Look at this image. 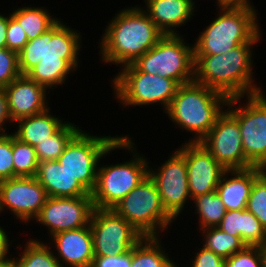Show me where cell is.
I'll return each mask as SVG.
<instances>
[{"label": "cell", "mask_w": 266, "mask_h": 267, "mask_svg": "<svg viewBox=\"0 0 266 267\" xmlns=\"http://www.w3.org/2000/svg\"><path fill=\"white\" fill-rule=\"evenodd\" d=\"M10 14L26 32L28 41L41 36L59 20L45 7H31V5L16 8Z\"/></svg>", "instance_id": "26"}, {"label": "cell", "mask_w": 266, "mask_h": 267, "mask_svg": "<svg viewBox=\"0 0 266 267\" xmlns=\"http://www.w3.org/2000/svg\"><path fill=\"white\" fill-rule=\"evenodd\" d=\"M200 231L204 237L203 247L224 259L241 251L246 246L237 236L223 232L218 227H208Z\"/></svg>", "instance_id": "30"}, {"label": "cell", "mask_w": 266, "mask_h": 267, "mask_svg": "<svg viewBox=\"0 0 266 267\" xmlns=\"http://www.w3.org/2000/svg\"><path fill=\"white\" fill-rule=\"evenodd\" d=\"M6 230L0 226V259L9 255V245L12 246V241L9 240Z\"/></svg>", "instance_id": "40"}, {"label": "cell", "mask_w": 266, "mask_h": 267, "mask_svg": "<svg viewBox=\"0 0 266 267\" xmlns=\"http://www.w3.org/2000/svg\"><path fill=\"white\" fill-rule=\"evenodd\" d=\"M93 210L92 196L48 197L34 220L48 228L50 238L62 231L88 226Z\"/></svg>", "instance_id": "16"}, {"label": "cell", "mask_w": 266, "mask_h": 267, "mask_svg": "<svg viewBox=\"0 0 266 267\" xmlns=\"http://www.w3.org/2000/svg\"><path fill=\"white\" fill-rule=\"evenodd\" d=\"M260 256L262 261V267H266V243L260 246Z\"/></svg>", "instance_id": "44"}, {"label": "cell", "mask_w": 266, "mask_h": 267, "mask_svg": "<svg viewBox=\"0 0 266 267\" xmlns=\"http://www.w3.org/2000/svg\"><path fill=\"white\" fill-rule=\"evenodd\" d=\"M120 68L111 84L115 98L124 108L161 104L167 111L180 86L175 80L141 72L133 63Z\"/></svg>", "instance_id": "8"}, {"label": "cell", "mask_w": 266, "mask_h": 267, "mask_svg": "<svg viewBox=\"0 0 266 267\" xmlns=\"http://www.w3.org/2000/svg\"><path fill=\"white\" fill-rule=\"evenodd\" d=\"M246 209L260 221L266 230V180L261 175L254 181Z\"/></svg>", "instance_id": "32"}, {"label": "cell", "mask_w": 266, "mask_h": 267, "mask_svg": "<svg viewBox=\"0 0 266 267\" xmlns=\"http://www.w3.org/2000/svg\"><path fill=\"white\" fill-rule=\"evenodd\" d=\"M11 134H0V181L14 177Z\"/></svg>", "instance_id": "35"}, {"label": "cell", "mask_w": 266, "mask_h": 267, "mask_svg": "<svg viewBox=\"0 0 266 267\" xmlns=\"http://www.w3.org/2000/svg\"><path fill=\"white\" fill-rule=\"evenodd\" d=\"M18 53L6 48H0V89L7 87L20 76Z\"/></svg>", "instance_id": "33"}, {"label": "cell", "mask_w": 266, "mask_h": 267, "mask_svg": "<svg viewBox=\"0 0 266 267\" xmlns=\"http://www.w3.org/2000/svg\"><path fill=\"white\" fill-rule=\"evenodd\" d=\"M91 267H131V251L124 255L95 256Z\"/></svg>", "instance_id": "38"}, {"label": "cell", "mask_w": 266, "mask_h": 267, "mask_svg": "<svg viewBox=\"0 0 266 267\" xmlns=\"http://www.w3.org/2000/svg\"><path fill=\"white\" fill-rule=\"evenodd\" d=\"M12 152L14 159V177H36L39 160L35 147L21 142L12 133Z\"/></svg>", "instance_id": "31"}, {"label": "cell", "mask_w": 266, "mask_h": 267, "mask_svg": "<svg viewBox=\"0 0 266 267\" xmlns=\"http://www.w3.org/2000/svg\"><path fill=\"white\" fill-rule=\"evenodd\" d=\"M59 19L41 36L26 43L18 53L21 75L47 90L65 85L71 72L77 71L82 48L81 32L71 29Z\"/></svg>", "instance_id": "1"}, {"label": "cell", "mask_w": 266, "mask_h": 267, "mask_svg": "<svg viewBox=\"0 0 266 267\" xmlns=\"http://www.w3.org/2000/svg\"><path fill=\"white\" fill-rule=\"evenodd\" d=\"M90 227L94 256L124 255L143 238L128 221L112 209L94 208Z\"/></svg>", "instance_id": "12"}, {"label": "cell", "mask_w": 266, "mask_h": 267, "mask_svg": "<svg viewBox=\"0 0 266 267\" xmlns=\"http://www.w3.org/2000/svg\"><path fill=\"white\" fill-rule=\"evenodd\" d=\"M145 13L164 35H179L178 28L196 12L194 0H144ZM177 27V28H176Z\"/></svg>", "instance_id": "20"}, {"label": "cell", "mask_w": 266, "mask_h": 267, "mask_svg": "<svg viewBox=\"0 0 266 267\" xmlns=\"http://www.w3.org/2000/svg\"><path fill=\"white\" fill-rule=\"evenodd\" d=\"M260 175L266 180V166L260 167Z\"/></svg>", "instance_id": "45"}, {"label": "cell", "mask_w": 266, "mask_h": 267, "mask_svg": "<svg viewBox=\"0 0 266 267\" xmlns=\"http://www.w3.org/2000/svg\"><path fill=\"white\" fill-rule=\"evenodd\" d=\"M244 43L225 54H194V82L212 88L228 98L262 92L254 82L253 46Z\"/></svg>", "instance_id": "3"}, {"label": "cell", "mask_w": 266, "mask_h": 267, "mask_svg": "<svg viewBox=\"0 0 266 267\" xmlns=\"http://www.w3.org/2000/svg\"><path fill=\"white\" fill-rule=\"evenodd\" d=\"M150 167L149 176L155 182L162 205L176 221L186 201H192L185 157L176 149L158 169Z\"/></svg>", "instance_id": "14"}, {"label": "cell", "mask_w": 266, "mask_h": 267, "mask_svg": "<svg viewBox=\"0 0 266 267\" xmlns=\"http://www.w3.org/2000/svg\"><path fill=\"white\" fill-rule=\"evenodd\" d=\"M228 100L224 94L193 81L178 87L165 113L182 131L194 135L188 142L199 143L224 112Z\"/></svg>", "instance_id": "4"}, {"label": "cell", "mask_w": 266, "mask_h": 267, "mask_svg": "<svg viewBox=\"0 0 266 267\" xmlns=\"http://www.w3.org/2000/svg\"><path fill=\"white\" fill-rule=\"evenodd\" d=\"M8 16L0 13V48H6Z\"/></svg>", "instance_id": "41"}, {"label": "cell", "mask_w": 266, "mask_h": 267, "mask_svg": "<svg viewBox=\"0 0 266 267\" xmlns=\"http://www.w3.org/2000/svg\"><path fill=\"white\" fill-rule=\"evenodd\" d=\"M47 91L27 75H20L13 80L4 88L12 121L45 111L49 103L46 99V94H49Z\"/></svg>", "instance_id": "18"}, {"label": "cell", "mask_w": 266, "mask_h": 267, "mask_svg": "<svg viewBox=\"0 0 266 267\" xmlns=\"http://www.w3.org/2000/svg\"><path fill=\"white\" fill-rule=\"evenodd\" d=\"M51 239L57 250L55 257L62 267H91L95 256L90 224L56 233Z\"/></svg>", "instance_id": "19"}, {"label": "cell", "mask_w": 266, "mask_h": 267, "mask_svg": "<svg viewBox=\"0 0 266 267\" xmlns=\"http://www.w3.org/2000/svg\"><path fill=\"white\" fill-rule=\"evenodd\" d=\"M117 149H121L120 136H97L81 129L57 161L91 194L96 186L100 159Z\"/></svg>", "instance_id": "7"}, {"label": "cell", "mask_w": 266, "mask_h": 267, "mask_svg": "<svg viewBox=\"0 0 266 267\" xmlns=\"http://www.w3.org/2000/svg\"><path fill=\"white\" fill-rule=\"evenodd\" d=\"M218 228L237 236L246 246H262L266 243L265 228L247 209L226 211Z\"/></svg>", "instance_id": "23"}, {"label": "cell", "mask_w": 266, "mask_h": 267, "mask_svg": "<svg viewBox=\"0 0 266 267\" xmlns=\"http://www.w3.org/2000/svg\"><path fill=\"white\" fill-rule=\"evenodd\" d=\"M47 198L36 177H13L0 181V214L9 210L26 225L38 216Z\"/></svg>", "instance_id": "15"}, {"label": "cell", "mask_w": 266, "mask_h": 267, "mask_svg": "<svg viewBox=\"0 0 266 267\" xmlns=\"http://www.w3.org/2000/svg\"><path fill=\"white\" fill-rule=\"evenodd\" d=\"M161 243L160 237H143L131 249V267H178Z\"/></svg>", "instance_id": "25"}, {"label": "cell", "mask_w": 266, "mask_h": 267, "mask_svg": "<svg viewBox=\"0 0 266 267\" xmlns=\"http://www.w3.org/2000/svg\"><path fill=\"white\" fill-rule=\"evenodd\" d=\"M50 110V107H48L41 113L18 119L15 122L18 127L13 132L14 136L21 142L30 144L33 147L50 139V136L55 134L66 123L59 116L51 115Z\"/></svg>", "instance_id": "24"}, {"label": "cell", "mask_w": 266, "mask_h": 267, "mask_svg": "<svg viewBox=\"0 0 266 267\" xmlns=\"http://www.w3.org/2000/svg\"><path fill=\"white\" fill-rule=\"evenodd\" d=\"M259 175L260 167L226 170L223 173L216 192L227 211L246 209L254 181Z\"/></svg>", "instance_id": "21"}, {"label": "cell", "mask_w": 266, "mask_h": 267, "mask_svg": "<svg viewBox=\"0 0 266 267\" xmlns=\"http://www.w3.org/2000/svg\"><path fill=\"white\" fill-rule=\"evenodd\" d=\"M198 250L193 256L192 267H225V259L221 256L203 246Z\"/></svg>", "instance_id": "37"}, {"label": "cell", "mask_w": 266, "mask_h": 267, "mask_svg": "<svg viewBox=\"0 0 266 267\" xmlns=\"http://www.w3.org/2000/svg\"><path fill=\"white\" fill-rule=\"evenodd\" d=\"M112 210L143 237H160L159 233L166 231L175 220L163 207L155 182L149 175Z\"/></svg>", "instance_id": "9"}, {"label": "cell", "mask_w": 266, "mask_h": 267, "mask_svg": "<svg viewBox=\"0 0 266 267\" xmlns=\"http://www.w3.org/2000/svg\"><path fill=\"white\" fill-rule=\"evenodd\" d=\"M102 35L98 46L101 62L122 67L134 63L164 36L142 6L120 10Z\"/></svg>", "instance_id": "2"}, {"label": "cell", "mask_w": 266, "mask_h": 267, "mask_svg": "<svg viewBox=\"0 0 266 267\" xmlns=\"http://www.w3.org/2000/svg\"><path fill=\"white\" fill-rule=\"evenodd\" d=\"M226 170L254 167L245 157L238 121L226 110L199 142Z\"/></svg>", "instance_id": "13"}, {"label": "cell", "mask_w": 266, "mask_h": 267, "mask_svg": "<svg viewBox=\"0 0 266 267\" xmlns=\"http://www.w3.org/2000/svg\"><path fill=\"white\" fill-rule=\"evenodd\" d=\"M21 254V255H20ZM17 257L18 267H62L55 257L52 247L40 239H28L24 250Z\"/></svg>", "instance_id": "29"}, {"label": "cell", "mask_w": 266, "mask_h": 267, "mask_svg": "<svg viewBox=\"0 0 266 267\" xmlns=\"http://www.w3.org/2000/svg\"><path fill=\"white\" fill-rule=\"evenodd\" d=\"M36 178L48 197L92 196L57 160L39 162Z\"/></svg>", "instance_id": "22"}, {"label": "cell", "mask_w": 266, "mask_h": 267, "mask_svg": "<svg viewBox=\"0 0 266 267\" xmlns=\"http://www.w3.org/2000/svg\"><path fill=\"white\" fill-rule=\"evenodd\" d=\"M192 202L195 204V214L199 215L200 230L218 227L227 211L216 191L198 196Z\"/></svg>", "instance_id": "28"}, {"label": "cell", "mask_w": 266, "mask_h": 267, "mask_svg": "<svg viewBox=\"0 0 266 267\" xmlns=\"http://www.w3.org/2000/svg\"><path fill=\"white\" fill-rule=\"evenodd\" d=\"M217 5L249 6L254 7L250 0H216Z\"/></svg>", "instance_id": "42"}, {"label": "cell", "mask_w": 266, "mask_h": 267, "mask_svg": "<svg viewBox=\"0 0 266 267\" xmlns=\"http://www.w3.org/2000/svg\"><path fill=\"white\" fill-rule=\"evenodd\" d=\"M6 256L0 259V267H18L17 257L11 258Z\"/></svg>", "instance_id": "43"}, {"label": "cell", "mask_w": 266, "mask_h": 267, "mask_svg": "<svg viewBox=\"0 0 266 267\" xmlns=\"http://www.w3.org/2000/svg\"><path fill=\"white\" fill-rule=\"evenodd\" d=\"M82 129L74 123L66 122L55 134L38 145L35 151L39 162L57 160L69 141Z\"/></svg>", "instance_id": "27"}, {"label": "cell", "mask_w": 266, "mask_h": 267, "mask_svg": "<svg viewBox=\"0 0 266 267\" xmlns=\"http://www.w3.org/2000/svg\"><path fill=\"white\" fill-rule=\"evenodd\" d=\"M264 93L262 91L253 95L229 98L226 106V110L238 121L245 157L254 167L266 166V95ZM243 98H247L248 101L245 99L243 101L246 103H244Z\"/></svg>", "instance_id": "11"}, {"label": "cell", "mask_w": 266, "mask_h": 267, "mask_svg": "<svg viewBox=\"0 0 266 267\" xmlns=\"http://www.w3.org/2000/svg\"><path fill=\"white\" fill-rule=\"evenodd\" d=\"M120 136L121 149L131 151L132 159L98 166L96 186L91 193L94 208L112 209L149 175L148 158L138 153L129 135Z\"/></svg>", "instance_id": "6"}, {"label": "cell", "mask_w": 266, "mask_h": 267, "mask_svg": "<svg viewBox=\"0 0 266 267\" xmlns=\"http://www.w3.org/2000/svg\"><path fill=\"white\" fill-rule=\"evenodd\" d=\"M6 122L14 123L9 114L8 103L4 89H0V134H6Z\"/></svg>", "instance_id": "39"}, {"label": "cell", "mask_w": 266, "mask_h": 267, "mask_svg": "<svg viewBox=\"0 0 266 267\" xmlns=\"http://www.w3.org/2000/svg\"><path fill=\"white\" fill-rule=\"evenodd\" d=\"M255 7L217 5L219 10L193 44L194 54H225L244 43H258L262 38Z\"/></svg>", "instance_id": "5"}, {"label": "cell", "mask_w": 266, "mask_h": 267, "mask_svg": "<svg viewBox=\"0 0 266 267\" xmlns=\"http://www.w3.org/2000/svg\"><path fill=\"white\" fill-rule=\"evenodd\" d=\"M183 144L177 150L185 157L191 199L216 191L226 169L200 143Z\"/></svg>", "instance_id": "17"}, {"label": "cell", "mask_w": 266, "mask_h": 267, "mask_svg": "<svg viewBox=\"0 0 266 267\" xmlns=\"http://www.w3.org/2000/svg\"><path fill=\"white\" fill-rule=\"evenodd\" d=\"M8 26H7V48L9 50L19 53L28 42L26 32L22 29L20 24L8 14Z\"/></svg>", "instance_id": "36"}, {"label": "cell", "mask_w": 266, "mask_h": 267, "mask_svg": "<svg viewBox=\"0 0 266 267\" xmlns=\"http://www.w3.org/2000/svg\"><path fill=\"white\" fill-rule=\"evenodd\" d=\"M141 72L175 80L179 85L194 81V50L180 35H164L133 63Z\"/></svg>", "instance_id": "10"}, {"label": "cell", "mask_w": 266, "mask_h": 267, "mask_svg": "<svg viewBox=\"0 0 266 267\" xmlns=\"http://www.w3.org/2000/svg\"><path fill=\"white\" fill-rule=\"evenodd\" d=\"M225 267H262L260 246H245L225 259Z\"/></svg>", "instance_id": "34"}]
</instances>
